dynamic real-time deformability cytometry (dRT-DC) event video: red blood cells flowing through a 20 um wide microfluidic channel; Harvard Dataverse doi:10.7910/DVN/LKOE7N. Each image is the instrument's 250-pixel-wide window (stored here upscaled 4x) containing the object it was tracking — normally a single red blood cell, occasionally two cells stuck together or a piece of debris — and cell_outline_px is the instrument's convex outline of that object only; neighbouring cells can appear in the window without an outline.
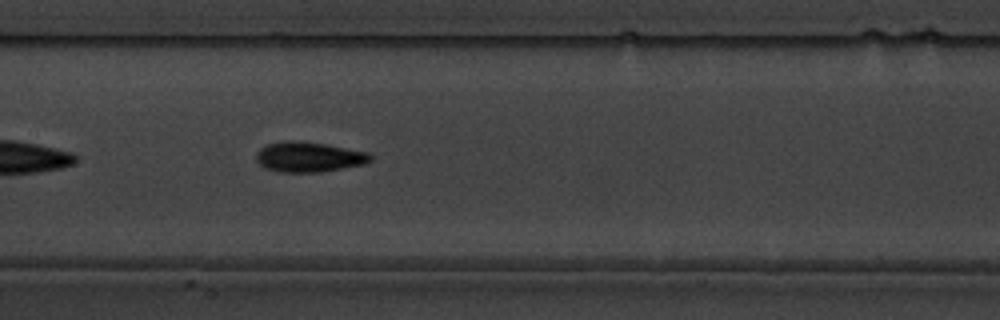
{"species": "common noctule bat (a hibernating species)", "species_latin": "Nyctalus noctula", "temperature_condition": "warm", "stored_images_in_passage": 40, "camera_frame_rate_fps": 3000, "um_per_image_px": 0.085, "animal": {"sex": "male", "body_mass_g": 19.5, "forearm_length_mm": 54.6}, "frame": {"image": 1, "passage_image": 12, "time_ms": 3.667, "image_size_px": [1000, 320], "cell_outline_px": [[372, 160], [364, 164], [316, 172], [280, 172], [264, 168], [256, 160], [256, 152], [260, 148], [268, 144], [284, 140], [300, 140], [324, 144], [368, 152], [372, 156]], "centroid_in_image_um": [26.21, 13.33], "position_along_channel_um": 181.2, "area_um2": 20.0}}
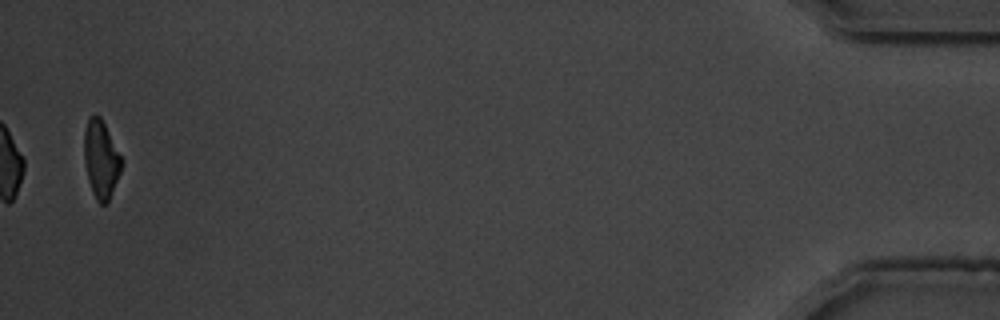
{"frame": {"image": 2, "passage_image": 40, "time_ms": 13.0, "image_size_px": [1000, 320], "cell_outline_px": [[124, 160], [120, 172], [108, 200], [104, 204], [100, 204], [96, 200], [92, 192], [88, 180], [84, 160], [84, 132], [88, 116], [100, 116]], "centroid_in_image_um": [8.58, 13.52], "position_along_channel_um": 426.6, "area_um2": 16.88}, "authors_computed_cell_mechanics": {"area_um2": 18.8717, "velocity_mm_per_s": 3.5893, "shape_relaxation_time_tau1_ms": 4.1611, "shape_relaxation_time_tau2_ms": 2.4863, "deformation_change_tau1": 0.1844, "deformation_change_tau2": 0.1005}}